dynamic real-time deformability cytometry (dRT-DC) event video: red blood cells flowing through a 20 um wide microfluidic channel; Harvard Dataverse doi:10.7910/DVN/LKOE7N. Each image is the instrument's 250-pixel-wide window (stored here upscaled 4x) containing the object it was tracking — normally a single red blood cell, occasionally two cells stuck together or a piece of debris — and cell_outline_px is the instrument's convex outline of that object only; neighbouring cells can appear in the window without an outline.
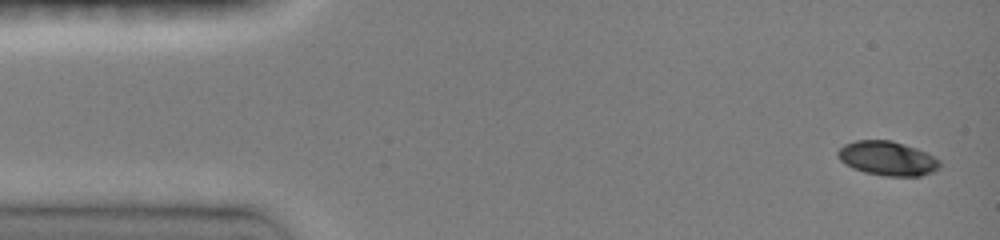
{"species": "common noctule bat (a hibernating species)", "species_latin": "Nyctalus noctula", "temperature_condition": "room temperature", "stored_images_in_passage": 25, "camera_frame_rate_fps": 3000, "um_per_image_px": 0.085, "animal": {"sex": "female", "body_mass_g": 19.0, "forearm_length_mm": 51.5}, "frame": {"image": 1, "passage_image": 1, "time_ms": 0.0, "image_size_px": [1000, 240], "cell_outline_px": [[940, 168], [932, 172], [920, 176], [884, 176], [864, 172], [852, 168], [844, 164], [836, 156], [836, 152], [844, 144], [856, 140], [892, 140], [916, 148], [940, 160]], "centroid_in_image_um": [75.39, 13.46], "position_along_channel_um": 9.6, "area_um2": 20.46}}
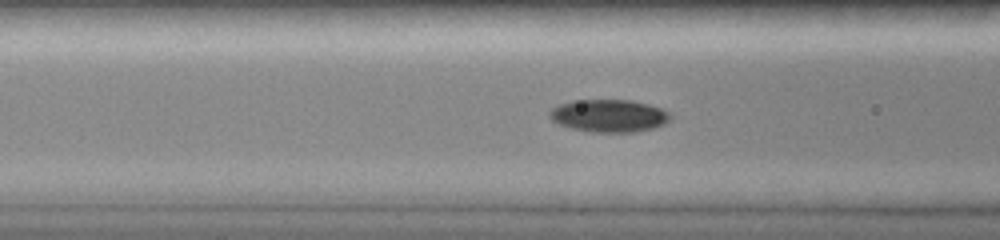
{"frame": {"image": 2, "passage_image": 14, "time_ms": 5.333, "image_size_px": [1000, 240], "cell_outline_px": [[672, 116], [664, 124], [652, 128], [636, 132], [588, 132], [556, 124], [548, 116], [548, 112], [552, 108], [560, 104], [572, 100], [632, 100], [648, 104], [660, 108], [668, 112]], "centroid_in_image_um": [51.72, 9.84], "position_along_channel_um": 114.9, "area_um2": 23.06}}
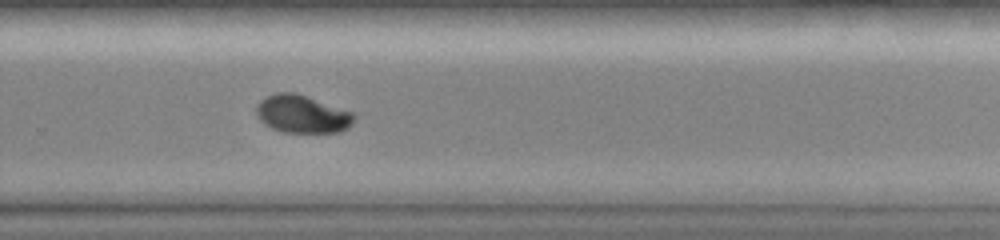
{"frame": {"image": 3, "passage_image": 25, "time_ms": 10.0, "image_size_px": [1000, 240], "cell_outline_px": [[356, 116], [352, 124], [348, 128], [340, 132], [284, 132], [272, 128], [264, 124], [256, 116], [256, 104], [260, 100], [276, 92], [296, 92], [352, 112]], "centroid_in_image_um": [25.67, 9.69], "position_along_channel_um": 304.1, "area_um2": 21.62}}